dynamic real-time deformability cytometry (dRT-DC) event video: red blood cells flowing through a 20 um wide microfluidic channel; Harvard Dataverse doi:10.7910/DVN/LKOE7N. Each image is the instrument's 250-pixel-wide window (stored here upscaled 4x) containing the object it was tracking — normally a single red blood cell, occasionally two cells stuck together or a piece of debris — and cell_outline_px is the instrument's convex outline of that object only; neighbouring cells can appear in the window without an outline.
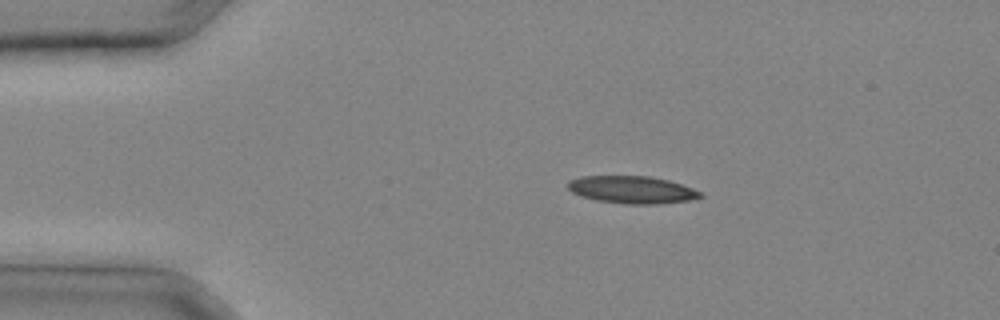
{"species": "common noctule bat (a hibernating species)", "species_latin": "Nyctalus noctula", "temperature_condition": "cold", "stored_images_in_passage": 26, "camera_frame_rate_fps": 3000, "um_per_image_px": 0.085, "animal": {"sex": "male", "body_mass_g": 20.4}, "frame": {"image": 1, "passage_image": 1, "time_ms": 0.0, "image_size_px": [1000, 320], "cell_outline_px": [[704, 196], [688, 200], [656, 204], [624, 204], [596, 200], [580, 196], [572, 192], [568, 188], [568, 180], [580, 176], [648, 176], [668, 180], [704, 192]], "centroid_in_image_um": [53.7, 16.12], "position_along_channel_um": 31.3, "area_um2": 21.21}}
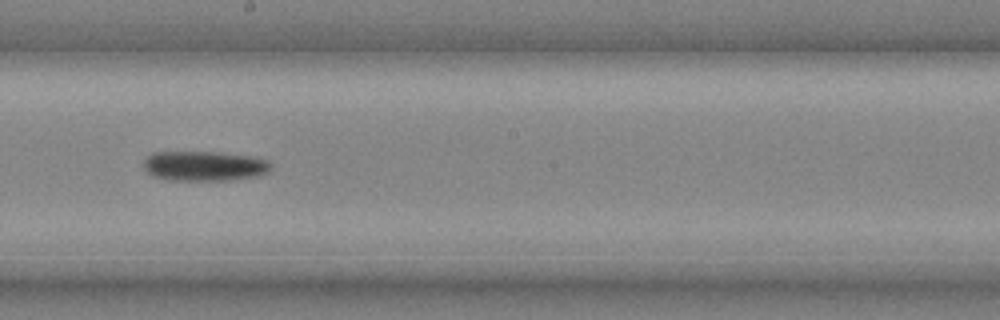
{"frame": {"image": 2, "passage_image": 13, "time_ms": 4.0, "image_size_px": [1000, 320], "cell_outline_px": [[272, 168], [268, 172], [256, 176], [224, 180], [168, 180], [152, 176], [144, 168], [144, 160], [152, 152], [220, 152], [252, 156], [268, 160], [272, 164]], "centroid_in_image_um": [17.38, 14.1], "position_along_channel_um": 230.8, "area_um2": 22.25}}
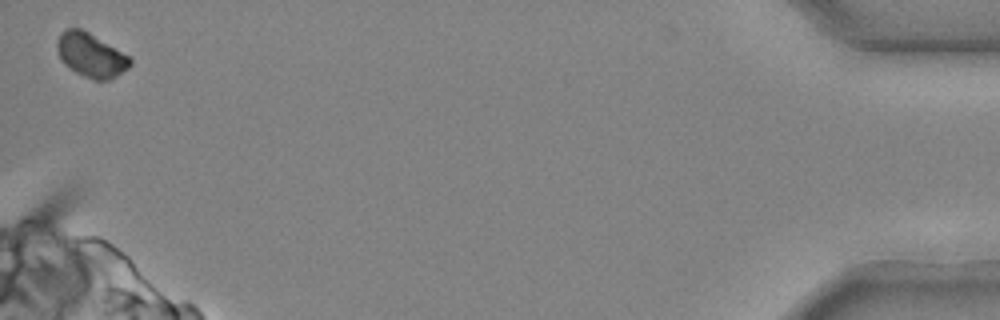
{"frame": {"image": 3, "passage_image": 26, "time_ms": 8.333, "image_size_px": [1000, 320], "cell_outline_px": [[132, 64], [128, 68], [116, 76], [108, 80], [96, 80], [84, 76], [76, 72], [60, 60], [56, 52], [56, 40], [60, 32], [64, 28], [80, 28], [88, 32], [128, 56], [132, 60]], "centroid_in_image_um": [7.67, 4.67], "position_along_channel_um": 427.5, "area_um2": 18.61}}